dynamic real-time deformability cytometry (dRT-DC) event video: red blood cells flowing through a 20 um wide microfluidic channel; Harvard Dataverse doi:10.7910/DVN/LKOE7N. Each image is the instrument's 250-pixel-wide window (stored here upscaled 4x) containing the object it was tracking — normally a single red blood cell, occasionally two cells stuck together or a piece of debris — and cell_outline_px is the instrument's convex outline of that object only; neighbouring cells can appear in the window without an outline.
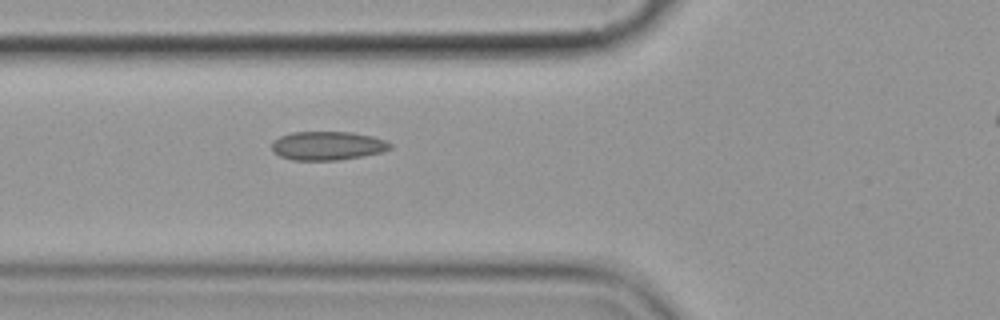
{"species": "common noctule bat (a hibernating species)", "species_latin": "Nyctalus noctula", "temperature_condition": "cold", "stored_images_in_passage": 3, "segment_of_instrument_passage": [1, 2], "camera_frame_rate_fps": 3000, "um_per_image_px": 0.085, "animal": {"sex": "female", "body_mass_g": 19.9}, "frame": {"image": 1, "passage_image": 2, "time_ms": 1.0, "image_size_px": [1000, 320], "cell_outline_px": [[392, 148], [380, 152], [360, 156], [336, 160], [292, 160], [280, 156], [272, 148], [272, 140], [280, 136], [292, 132], [352, 132], [372, 136], [384, 140], [392, 144]], "centroid_in_image_um": [27.82, 12.38], "position_along_channel_um": 98.0, "area_um2": 19.65}}